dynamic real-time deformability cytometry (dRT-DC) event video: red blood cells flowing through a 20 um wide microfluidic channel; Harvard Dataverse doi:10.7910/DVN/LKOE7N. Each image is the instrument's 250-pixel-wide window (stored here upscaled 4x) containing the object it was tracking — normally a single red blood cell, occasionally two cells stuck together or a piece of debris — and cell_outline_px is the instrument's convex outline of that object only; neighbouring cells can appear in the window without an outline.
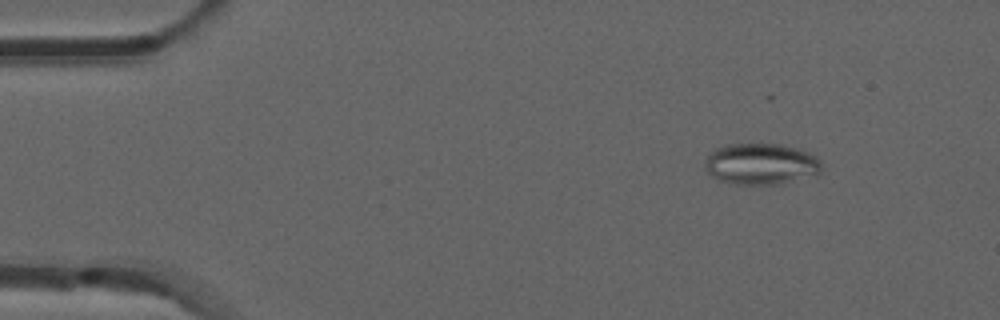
{"species": "common noctule bat (a hibernating species)", "species_latin": "Nyctalus noctula", "temperature_condition": "room temperature", "stored_images_in_passage": 53, "camera_frame_rate_fps": 3000, "um_per_image_px": 0.085, "animal": {"sex": "male", "forearm_length_mm": 52.5}, "frame": {"image": 1, "passage_image": 7, "time_ms": 2.0, "image_size_px": [1000, 320], "cell_outline_px": [[820, 172], [780, 184], [736, 184], [720, 180], [712, 176], [704, 168], [704, 160], [716, 148], [728, 144], [780, 144], [796, 148], [808, 152], [816, 156], [820, 160]], "centroid_in_image_um": [64.64, 13.93], "position_along_channel_um": 20.4, "area_um2": 27.74}}
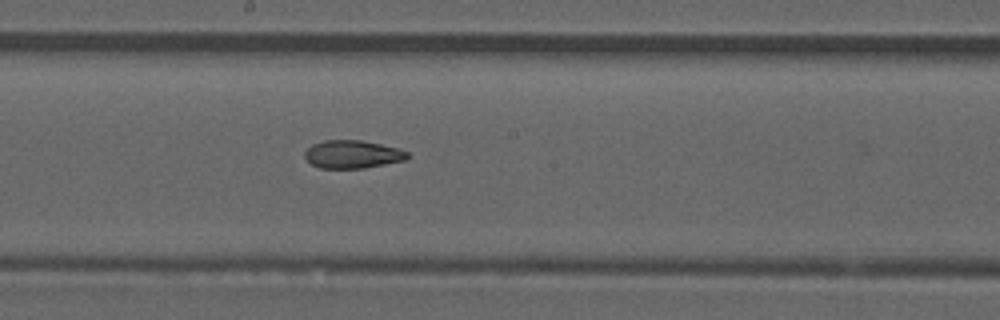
{"frame": {"image": 2, "passage_image": 29, "time_ms": 9.333, "image_size_px": [1000, 320], "cell_outline_px": [[408, 160], [364, 168], [320, 168], [312, 164], [304, 156], [304, 152], [312, 144], [324, 140], [360, 140], [380, 144], [396, 148], [408, 152]], "centroid_in_image_um": [29.96, 13.12], "position_along_channel_um": 218.2, "area_um2": 16.7}}
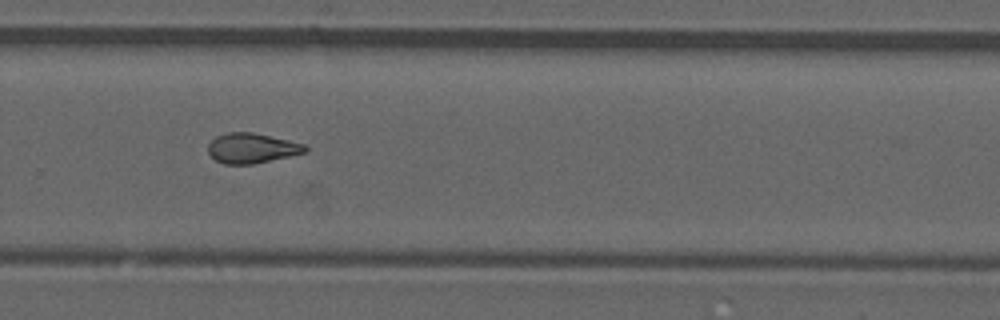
{"frame": {"image": 3, "passage_image": 36, "time_ms": 11.667, "image_size_px": [1000, 320], "cell_outline_px": [[308, 148], [304, 152], [288, 156], [252, 164], [224, 164], [216, 160], [208, 152], [208, 144], [216, 136], [228, 132], [252, 132], [288, 140], [304, 144]], "centroid_in_image_um": [21.36, 12.58], "position_along_channel_um": 308.4, "area_um2": 16.7}, "authors_computed_cell_mechanics": {"area_um2": 17.5134, "velocity_mm_per_s": 3.8813, "shape_relaxation_time_tau1_ms": null, "shape_relaxation_time_tau2_ms": 4.8383, "deformation_change_tau1": null, "deformation_change_tau2": 0.1361}}